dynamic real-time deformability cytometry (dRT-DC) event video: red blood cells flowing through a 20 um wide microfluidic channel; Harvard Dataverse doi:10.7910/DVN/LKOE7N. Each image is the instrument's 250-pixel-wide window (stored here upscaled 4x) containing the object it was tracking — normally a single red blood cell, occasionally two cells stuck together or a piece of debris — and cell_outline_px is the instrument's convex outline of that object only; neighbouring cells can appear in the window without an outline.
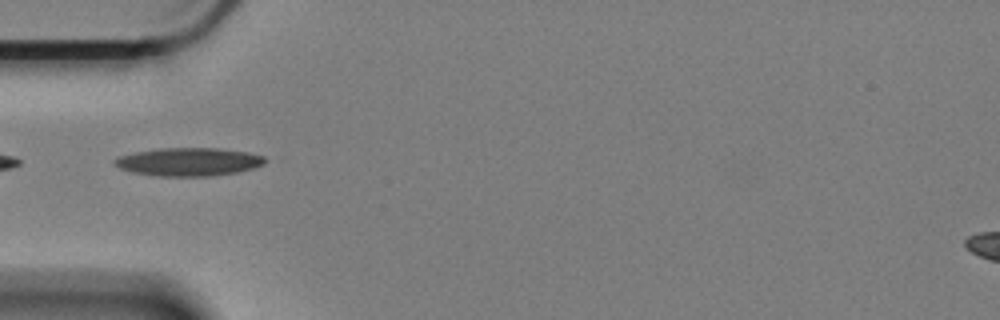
{"species": "Egyptian fruit bat (a non-hibernating species)", "species_latin": "Rousettus aegyptiacus", "temperature_condition": "cold", "stored_images_in_passage": 18, "camera_frame_rate_fps": 3000, "um_per_image_px": 0.085, "animal": {"sex": "female"}, "frame": {"image": 1, "passage_image": 1, "time_ms": 0.0, "image_size_px": [1000, 320], "cell_outline_px": [[268, 160], [264, 164], [252, 168], [236, 172], [212, 176], [160, 176], [132, 172], [120, 168], [112, 160], [120, 156], [136, 152], [160, 148], [216, 148], [248, 152], [264, 156]], "centroid_in_image_um": [16.07, 13.75], "position_along_channel_um": 68.9, "area_um2": 24.57}}
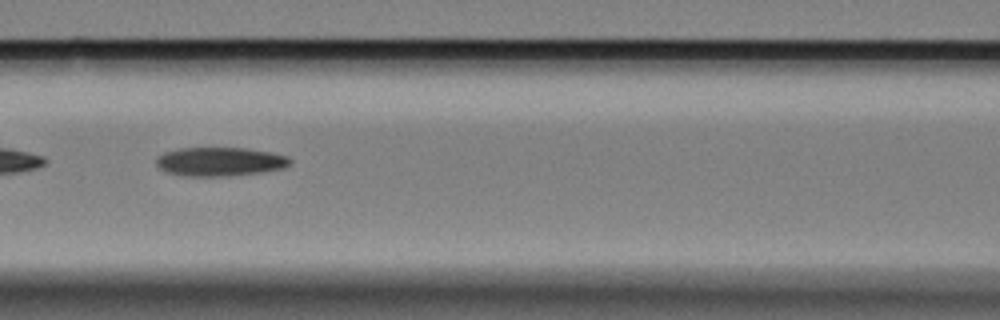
{"frame": {"image": 2, "passage_image": 8, "time_ms": 2.333, "image_size_px": [1000, 320], "cell_outline_px": [[292, 160], [288, 164], [280, 168], [256, 172], [228, 176], [184, 176], [168, 172], [160, 168], [156, 164], [156, 160], [164, 152], [180, 148], [244, 148], [268, 152], [288, 156]], "centroid_in_image_um": [18.64, 13.73], "position_along_channel_um": 148.0, "area_um2": 22.02}}